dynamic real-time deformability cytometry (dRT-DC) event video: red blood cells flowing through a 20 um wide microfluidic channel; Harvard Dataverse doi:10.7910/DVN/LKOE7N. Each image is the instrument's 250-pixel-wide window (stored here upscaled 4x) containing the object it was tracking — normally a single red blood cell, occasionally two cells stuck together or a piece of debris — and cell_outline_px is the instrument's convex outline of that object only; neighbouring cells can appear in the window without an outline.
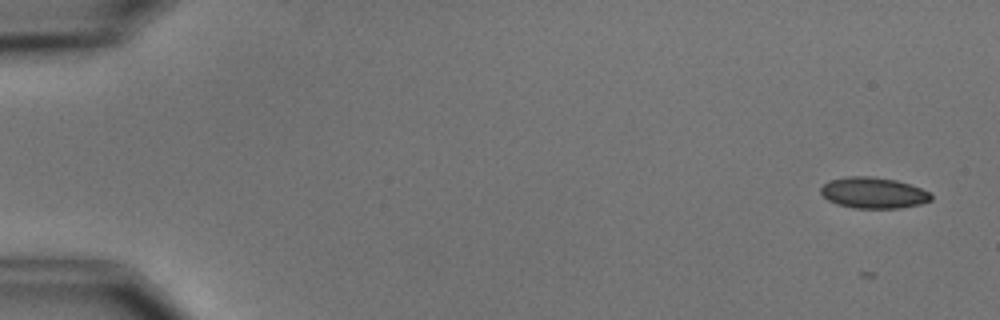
{"species": "common noctule bat (a hibernating species)", "species_latin": "Nyctalus noctula", "temperature_condition": "cold", "stored_images_in_passage": 4, "camera_frame_rate_fps": 3000, "um_per_image_px": 0.085, "animal": {"sex": "male", "body_mass_g": 15.6}, "frame": {"image": 1, "passage_image": 1, "time_ms": 0.0, "image_size_px": [1000, 320], "cell_outline_px": [[932, 200], [920, 204], [900, 208], [852, 208], [836, 204], [828, 200], [820, 192], [820, 188], [828, 180], [848, 176], [872, 176], [896, 180], [920, 188], [928, 192], [932, 196]], "centroid_in_image_um": [74.21, 16.39], "position_along_channel_um": 10.8, "area_um2": 20.0}}
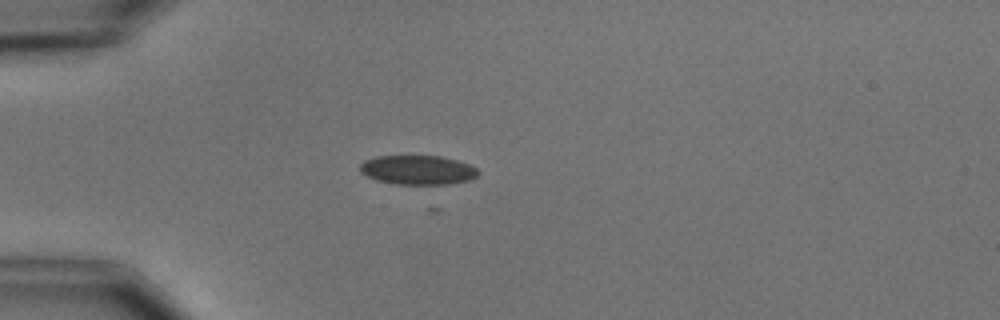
{"frame": {"image": 2, "passage_image": 4, "time_ms": 4.333, "image_size_px": [1000, 320], "cell_outline_px": [[480, 172], [476, 176], [468, 180], [448, 184], [396, 184], [376, 180], [360, 172], [360, 164], [364, 160], [376, 156], [440, 156], [456, 160], [468, 164], [476, 168]], "centroid_in_image_um": [35.49, 14.44], "position_along_channel_um": 49.5, "area_um2": 20.06}}